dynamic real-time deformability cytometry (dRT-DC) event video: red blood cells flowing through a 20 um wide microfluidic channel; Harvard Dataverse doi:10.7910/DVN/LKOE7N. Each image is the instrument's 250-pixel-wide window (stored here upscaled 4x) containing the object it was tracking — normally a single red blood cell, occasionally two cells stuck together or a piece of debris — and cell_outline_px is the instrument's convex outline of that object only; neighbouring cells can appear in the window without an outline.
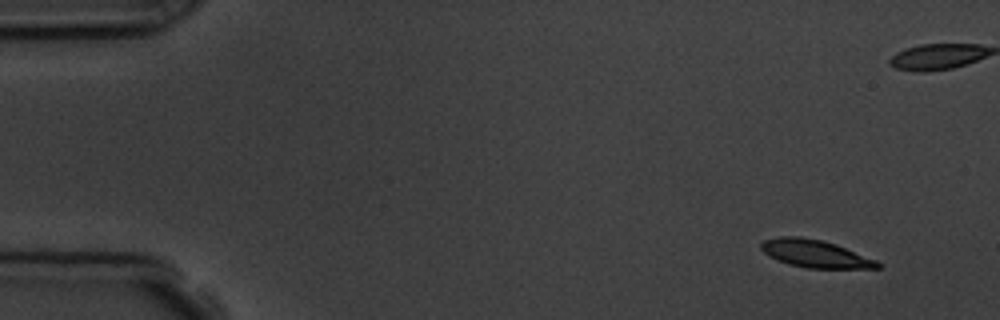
{"species": "common noctule bat (a hibernating species)", "species_latin": "Nyctalus noctula", "temperature_condition": "room temperature", "stored_images_in_passage": 5, "camera_frame_rate_fps": 3000, "um_per_image_px": 0.085, "animal": {"sex": "male", "body_mass_g": 19.5, "forearm_length_mm": 54.6}, "frame": {"image": 1, "passage_image": 1, "time_ms": 0.0, "image_size_px": [1000, 320], "cell_outline_px": [[880, 268], [808, 268], [788, 264], [764, 252], [760, 248], [760, 244], [764, 240], [780, 236], [800, 236], [820, 240], [836, 244], [876, 260], [880, 264]], "centroid_in_image_um": [69.29, 21.55], "position_along_channel_um": 15.7, "area_um2": 18.44}}